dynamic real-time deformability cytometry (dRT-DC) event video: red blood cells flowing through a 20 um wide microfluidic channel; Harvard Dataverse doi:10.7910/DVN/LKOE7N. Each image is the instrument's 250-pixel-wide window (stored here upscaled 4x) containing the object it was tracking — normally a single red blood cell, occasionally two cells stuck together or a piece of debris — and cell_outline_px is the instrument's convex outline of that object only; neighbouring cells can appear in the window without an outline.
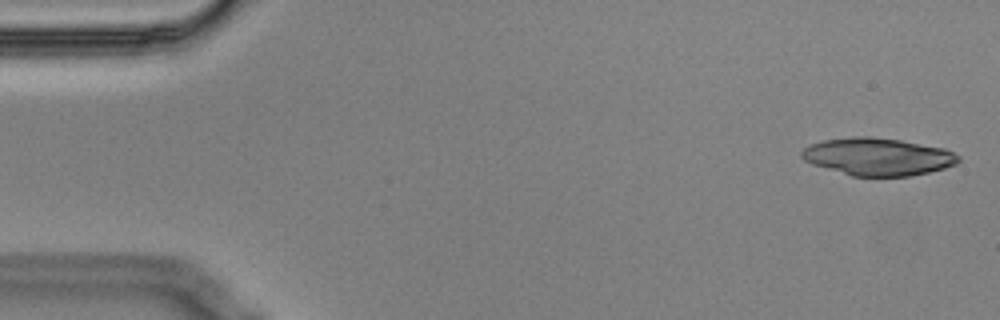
{"species": "Egyptian fruit bat (a non-hibernating species)", "species_latin": "Rousettus aegyptiacus", "temperature_condition": "cold", "stored_images_in_passage": 6, "camera_frame_rate_fps": 3000, "um_per_image_px": 0.085, "animal": {"sex": "male"}, "frame": {"image": 1, "passage_image": 1, "time_ms": 0.0, "image_size_px": [1000, 320], "cell_outline_px": [[960, 160], [956, 164], [944, 168], [928, 172], [908, 176], [852, 176], [812, 164], [804, 160], [800, 156], [800, 152], [804, 148], [812, 144], [824, 140], [852, 136], [868, 136], [900, 140], [944, 148], [960, 156]], "centroid_in_image_um": [74.6, 13.31], "position_along_channel_um": 10.4, "area_um2": 34.16}}